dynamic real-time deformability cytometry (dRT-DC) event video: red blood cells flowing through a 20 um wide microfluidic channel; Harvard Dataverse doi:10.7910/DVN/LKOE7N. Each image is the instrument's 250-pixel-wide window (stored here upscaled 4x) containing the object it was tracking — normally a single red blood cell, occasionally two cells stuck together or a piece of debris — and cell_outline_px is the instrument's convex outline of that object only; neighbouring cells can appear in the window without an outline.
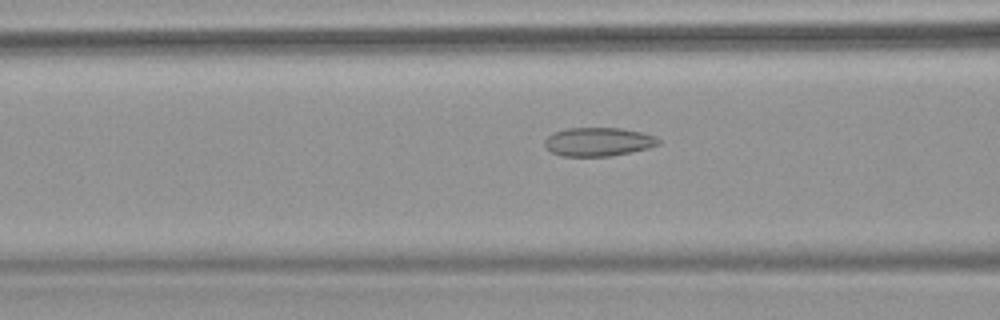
{"species": "common noctule bat (a hibernating species)", "species_latin": "Nyctalus noctula", "temperature_condition": "warm", "stored_images_in_passage": 44, "camera_frame_rate_fps": 3000, "um_per_image_px": 0.085, "animal": {"sex": "female", "body_mass_g": 18.4}, "frame": {"image": 1, "passage_image": 7, "time_ms": 2.0, "image_size_px": [1000, 320], "cell_outline_px": [[660, 144], [648, 148], [608, 156], [560, 156], [552, 152], [544, 144], [544, 140], [552, 132], [568, 128], [620, 128], [640, 132], [656, 136], [660, 140]], "centroid_in_image_um": [50.83, 12.04], "position_along_channel_um": 115.8, "area_um2": 18.9}}
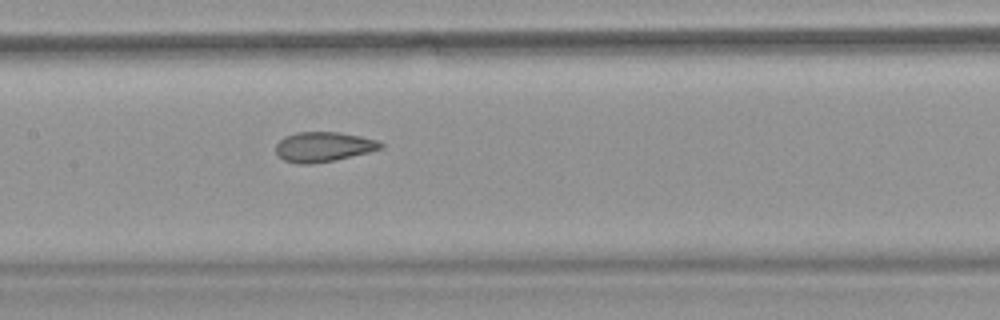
{"frame": {"image": 2, "passage_image": 13, "time_ms": 4.0, "image_size_px": [1000, 320], "cell_outline_px": [[384, 148], [336, 160], [312, 164], [300, 164], [284, 160], [276, 152], [276, 144], [284, 136], [296, 132], [340, 132], [360, 136], [376, 140], [384, 144]], "centroid_in_image_um": [27.5, 12.48], "position_along_channel_um": 179.9, "area_um2": 18.26}}
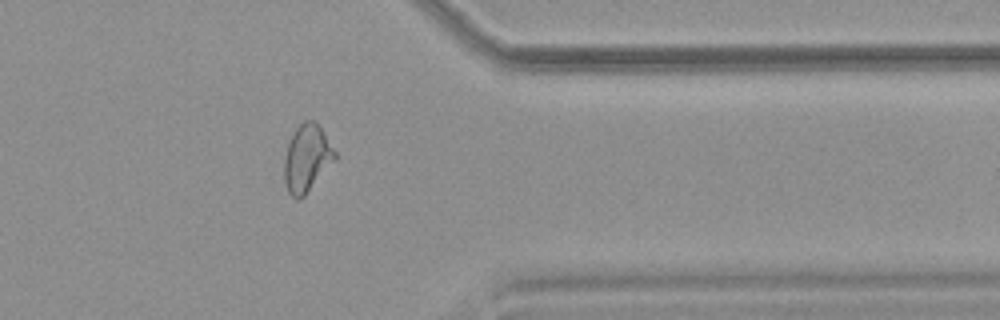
{"frame": {"image": 3, "passage_image": 33, "time_ms": 10.667, "image_size_px": [1000, 320], "cell_outline_px": [[336, 160], [304, 196], [300, 200], [296, 200], [288, 192], [284, 180], [284, 156], [288, 144], [296, 128], [304, 120], [312, 120], [320, 128], [336, 152]], "centroid_in_image_um": [26.07, 13.49], "position_along_channel_um": 385.3, "area_um2": 19.71}}